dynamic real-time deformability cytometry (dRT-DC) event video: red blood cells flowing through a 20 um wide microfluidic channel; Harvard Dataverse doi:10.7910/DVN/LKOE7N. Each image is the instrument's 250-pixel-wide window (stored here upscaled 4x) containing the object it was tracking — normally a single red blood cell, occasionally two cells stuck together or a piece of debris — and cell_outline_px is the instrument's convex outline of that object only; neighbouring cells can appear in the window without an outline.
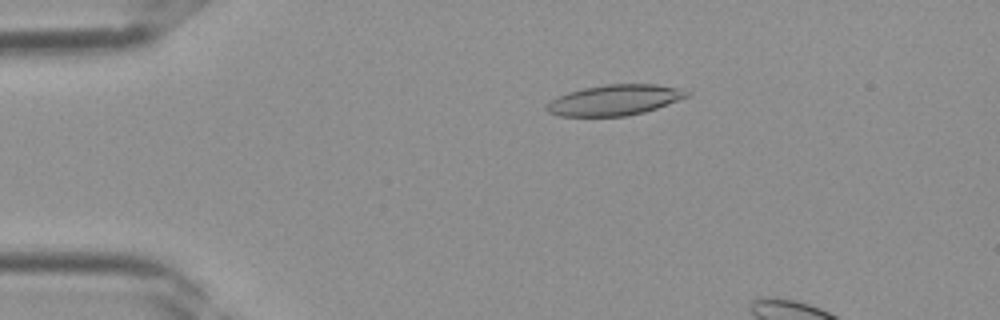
{"species": "Egyptian fruit bat (a non-hibernating species)", "species_latin": "Rousettus aegyptiacus", "temperature_condition": "room temperature", "stored_images_in_passage": 11, "camera_frame_rate_fps": 3000, "um_per_image_px": 0.085, "frame": {"image": 1, "passage_image": 7, "time_ms": 2.0, "image_size_px": [1000, 320], "cell_outline_px": [[692, 92], [688, 96], [656, 108], [644, 112], [624, 116], [560, 116], [548, 112], [544, 108], [552, 100], [568, 92], [584, 88], [604, 84], [656, 84], [680, 88]], "centroid_in_image_um": [52.25, 8.5], "position_along_channel_um": 32.7, "area_um2": 24.8}}